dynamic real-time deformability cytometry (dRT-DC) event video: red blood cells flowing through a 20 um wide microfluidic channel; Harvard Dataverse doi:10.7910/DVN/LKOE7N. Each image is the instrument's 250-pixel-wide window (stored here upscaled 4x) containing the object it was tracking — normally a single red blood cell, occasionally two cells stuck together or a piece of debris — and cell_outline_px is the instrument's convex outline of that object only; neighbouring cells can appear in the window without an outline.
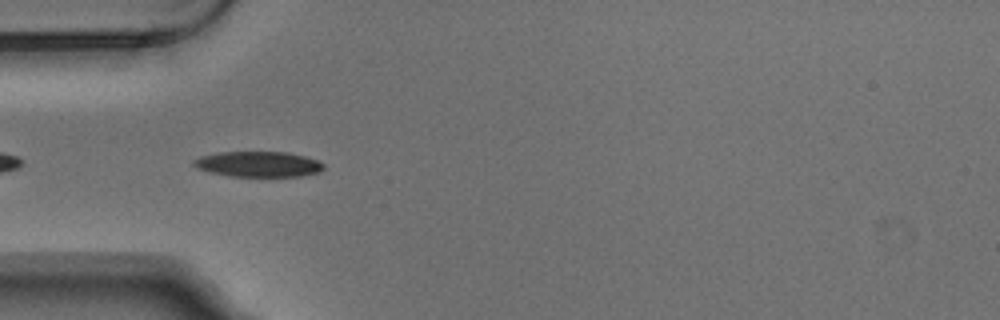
{"species": "Egyptian fruit bat (a non-hibernating species)", "species_latin": "Rousettus aegyptiacus", "temperature_condition": "warm", "stored_images_in_passage": 6, "camera_frame_rate_fps": 3000, "um_per_image_px": 0.085, "animal": {"sex": "male"}, "frame": {"image": 1, "passage_image": 5, "time_ms": 1.333, "image_size_px": [1000, 320], "cell_outline_px": [[324, 168], [320, 172], [300, 176], [232, 176], [212, 172], [196, 168], [192, 164], [192, 160], [200, 156], [220, 152], [288, 152], [304, 156], [316, 160], [324, 164]], "centroid_in_image_um": [21.95, 13.95], "position_along_channel_um": 63.0, "area_um2": 19.19}}
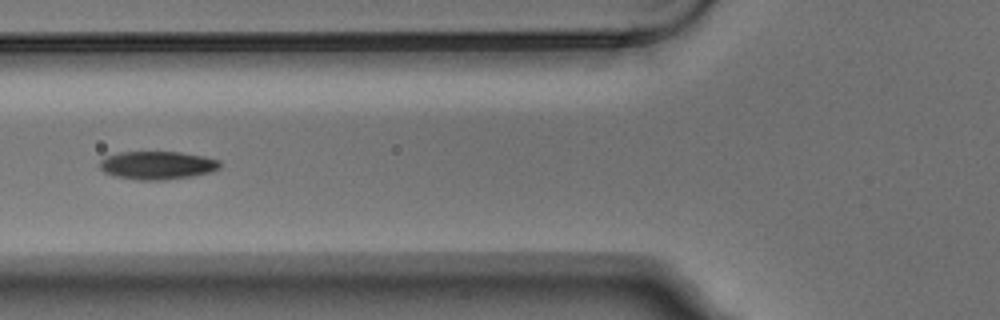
{"frame": {"image": 2, "passage_image": 6, "time_ms": 1.667, "image_size_px": [1000, 320], "cell_outline_px": [[220, 168], [212, 172], [192, 176], [164, 180], [140, 180], [116, 176], [104, 172], [100, 168], [100, 160], [104, 156], [120, 152], [180, 152], [204, 156], [220, 160]], "centroid_in_image_um": [13.38, 14.04], "position_along_channel_um": 112.4, "area_um2": 19.83}}